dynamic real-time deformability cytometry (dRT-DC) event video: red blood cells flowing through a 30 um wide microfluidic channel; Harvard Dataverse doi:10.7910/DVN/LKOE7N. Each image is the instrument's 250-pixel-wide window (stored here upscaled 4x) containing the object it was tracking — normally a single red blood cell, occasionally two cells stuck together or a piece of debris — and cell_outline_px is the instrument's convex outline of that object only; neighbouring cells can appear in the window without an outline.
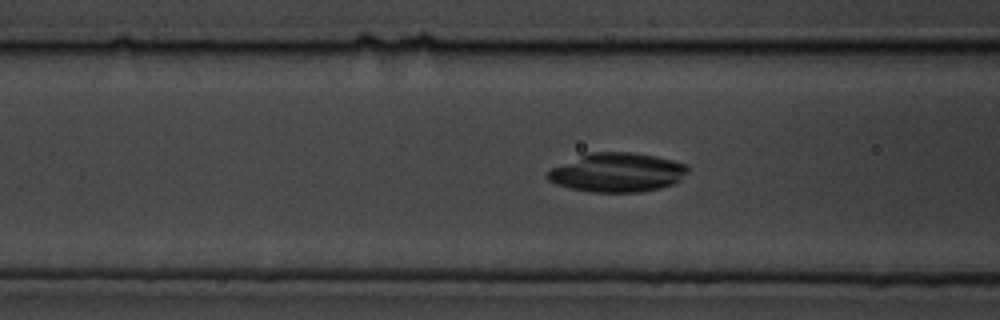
{"species": "common noctule bat (a hibernating species)", "species_latin": "Nyctalus noctula", "temperature_condition": "cold", "stored_images_in_passage": 48, "camera_frame_rate_fps": 3000, "um_per_image_px": 0.085, "animal": {"sex": "male", "body_mass_g": 19.5, "forearm_length_mm": 54.6}, "frame": {"image": 1, "passage_image": 23, "time_ms": 7.333, "image_size_px": [1000, 320], "cell_outline_px": [[688, 172], [672, 184], [660, 188], [640, 192], [592, 192], [572, 188], [556, 184], [548, 180], [544, 176], [552, 168], [592, 152], [632, 152], [672, 160], [688, 164]], "centroid_in_image_um": [52.48, 14.67], "position_along_channel_um": 114.1, "area_um2": 31.44}}
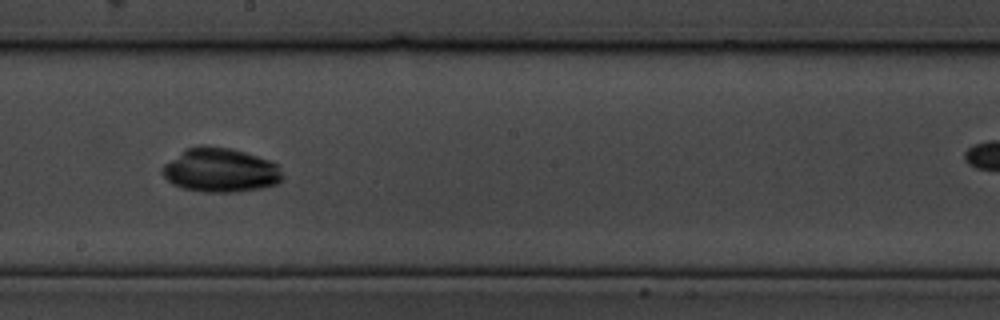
{"frame": {"image": 2, "passage_image": 33, "time_ms": 10.667, "image_size_px": [1000, 320], "cell_outline_px": [[284, 180], [276, 184], [260, 188], [236, 192], [204, 192], [180, 188], [172, 184], [160, 172], [160, 168], [164, 164], [184, 148], [200, 144], [204, 144], [232, 148], [268, 160], [276, 164], [284, 176]], "centroid_in_image_um": [18.68, 14.45], "position_along_channel_um": 229.5, "area_um2": 31.33}}
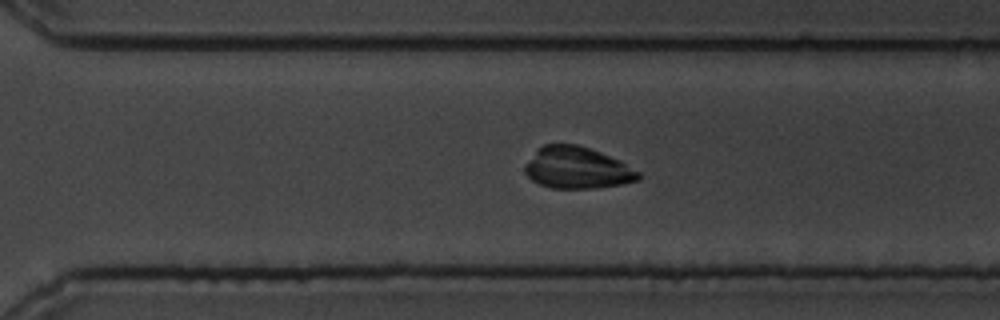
{"frame": {"image": 3, "passage_image": 41, "time_ms": 13.333, "image_size_px": [1000, 320], "cell_outline_px": [[640, 180], [624, 184], [596, 188], [552, 188], [540, 184], [532, 180], [524, 172], [524, 164], [536, 148], [544, 144], [576, 144], [600, 152], [620, 160], [640, 172]], "centroid_in_image_um": [49.04, 14.26], "position_along_channel_um": 321.6, "area_um2": 27.8}}